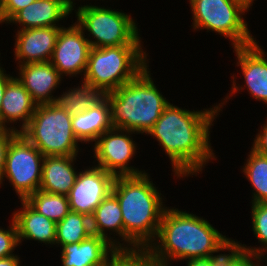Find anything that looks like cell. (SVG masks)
Listing matches in <instances>:
<instances>
[{
  "instance_id": "ac0fdd59",
  "label": "cell",
  "mask_w": 267,
  "mask_h": 266,
  "mask_svg": "<svg viewBox=\"0 0 267 266\" xmlns=\"http://www.w3.org/2000/svg\"><path fill=\"white\" fill-rule=\"evenodd\" d=\"M61 249L62 266H106L117 250L104 237L95 234Z\"/></svg>"
},
{
  "instance_id": "d590c367",
  "label": "cell",
  "mask_w": 267,
  "mask_h": 266,
  "mask_svg": "<svg viewBox=\"0 0 267 266\" xmlns=\"http://www.w3.org/2000/svg\"><path fill=\"white\" fill-rule=\"evenodd\" d=\"M0 266H21L20 257L15 254L6 258H0Z\"/></svg>"
},
{
  "instance_id": "277c9868",
  "label": "cell",
  "mask_w": 267,
  "mask_h": 266,
  "mask_svg": "<svg viewBox=\"0 0 267 266\" xmlns=\"http://www.w3.org/2000/svg\"><path fill=\"white\" fill-rule=\"evenodd\" d=\"M149 65L133 80L104 96L110 106L112 128L146 135L170 101L154 84Z\"/></svg>"
},
{
  "instance_id": "d4e9b609",
  "label": "cell",
  "mask_w": 267,
  "mask_h": 266,
  "mask_svg": "<svg viewBox=\"0 0 267 266\" xmlns=\"http://www.w3.org/2000/svg\"><path fill=\"white\" fill-rule=\"evenodd\" d=\"M242 173L253 187L251 204L267 202V157L251 149Z\"/></svg>"
},
{
  "instance_id": "7c38bea8",
  "label": "cell",
  "mask_w": 267,
  "mask_h": 266,
  "mask_svg": "<svg viewBox=\"0 0 267 266\" xmlns=\"http://www.w3.org/2000/svg\"><path fill=\"white\" fill-rule=\"evenodd\" d=\"M86 36L75 22L69 27L60 28L49 62L62 77L84 76L91 48Z\"/></svg>"
},
{
  "instance_id": "7402d4cb",
  "label": "cell",
  "mask_w": 267,
  "mask_h": 266,
  "mask_svg": "<svg viewBox=\"0 0 267 266\" xmlns=\"http://www.w3.org/2000/svg\"><path fill=\"white\" fill-rule=\"evenodd\" d=\"M72 128L75 137L83 143H93L104 132L112 128L110 106L103 96L88 110L72 116Z\"/></svg>"
},
{
  "instance_id": "5b68a950",
  "label": "cell",
  "mask_w": 267,
  "mask_h": 266,
  "mask_svg": "<svg viewBox=\"0 0 267 266\" xmlns=\"http://www.w3.org/2000/svg\"><path fill=\"white\" fill-rule=\"evenodd\" d=\"M142 46L91 47L82 81L103 94L118 89L149 65L148 53Z\"/></svg>"
},
{
  "instance_id": "60d3db41",
  "label": "cell",
  "mask_w": 267,
  "mask_h": 266,
  "mask_svg": "<svg viewBox=\"0 0 267 266\" xmlns=\"http://www.w3.org/2000/svg\"><path fill=\"white\" fill-rule=\"evenodd\" d=\"M250 5H253L255 0H246Z\"/></svg>"
},
{
  "instance_id": "8fae6325",
  "label": "cell",
  "mask_w": 267,
  "mask_h": 266,
  "mask_svg": "<svg viewBox=\"0 0 267 266\" xmlns=\"http://www.w3.org/2000/svg\"><path fill=\"white\" fill-rule=\"evenodd\" d=\"M232 48L237 57L236 66H240L245 85L242 84L241 87L236 83V77L232 75L231 93L229 92V95L227 93L223 101L218 104V112L222 111L221 108L224 104L226 105L230 97L239 93L237 91H243L244 87L254 99L267 105V53L265 49L263 50L257 41L247 46Z\"/></svg>"
},
{
  "instance_id": "44dd1931",
  "label": "cell",
  "mask_w": 267,
  "mask_h": 266,
  "mask_svg": "<svg viewBox=\"0 0 267 266\" xmlns=\"http://www.w3.org/2000/svg\"><path fill=\"white\" fill-rule=\"evenodd\" d=\"M90 221L92 234L104 237L116 249H124V226L121 207L117 197L112 192L97 206L90 217ZM112 234L113 236H119L121 240L119 237L117 239L116 236L111 237Z\"/></svg>"
},
{
  "instance_id": "836d02e7",
  "label": "cell",
  "mask_w": 267,
  "mask_h": 266,
  "mask_svg": "<svg viewBox=\"0 0 267 266\" xmlns=\"http://www.w3.org/2000/svg\"><path fill=\"white\" fill-rule=\"evenodd\" d=\"M263 258L244 252L231 266H256Z\"/></svg>"
},
{
  "instance_id": "30bf717a",
  "label": "cell",
  "mask_w": 267,
  "mask_h": 266,
  "mask_svg": "<svg viewBox=\"0 0 267 266\" xmlns=\"http://www.w3.org/2000/svg\"><path fill=\"white\" fill-rule=\"evenodd\" d=\"M132 134H138L130 130L111 128L100 135L93 144V161L108 173L118 176L138 175L146 172L130 166L135 153L137 154V144L133 140ZM137 147V148H136Z\"/></svg>"
},
{
  "instance_id": "7a4b0ae2",
  "label": "cell",
  "mask_w": 267,
  "mask_h": 266,
  "mask_svg": "<svg viewBox=\"0 0 267 266\" xmlns=\"http://www.w3.org/2000/svg\"><path fill=\"white\" fill-rule=\"evenodd\" d=\"M157 188L147 172L115 177L112 193L121 207L124 249H147L155 240L167 208Z\"/></svg>"
},
{
  "instance_id": "6da1fadb",
  "label": "cell",
  "mask_w": 267,
  "mask_h": 266,
  "mask_svg": "<svg viewBox=\"0 0 267 266\" xmlns=\"http://www.w3.org/2000/svg\"><path fill=\"white\" fill-rule=\"evenodd\" d=\"M218 115L217 103L197 111L169 103L147 132L169 157L177 179L196 176L209 161L217 159L210 142V130Z\"/></svg>"
},
{
  "instance_id": "3957f363",
  "label": "cell",
  "mask_w": 267,
  "mask_h": 266,
  "mask_svg": "<svg viewBox=\"0 0 267 266\" xmlns=\"http://www.w3.org/2000/svg\"><path fill=\"white\" fill-rule=\"evenodd\" d=\"M225 238L207 219L167 207L157 236L147 249L164 266H170L172 260L208 258Z\"/></svg>"
},
{
  "instance_id": "484cf974",
  "label": "cell",
  "mask_w": 267,
  "mask_h": 266,
  "mask_svg": "<svg viewBox=\"0 0 267 266\" xmlns=\"http://www.w3.org/2000/svg\"><path fill=\"white\" fill-rule=\"evenodd\" d=\"M25 201L38 213L44 215L55 223L60 222L69 212L68 197L62 194L48 193L37 190Z\"/></svg>"
},
{
  "instance_id": "4dcf8cb0",
  "label": "cell",
  "mask_w": 267,
  "mask_h": 266,
  "mask_svg": "<svg viewBox=\"0 0 267 266\" xmlns=\"http://www.w3.org/2000/svg\"><path fill=\"white\" fill-rule=\"evenodd\" d=\"M36 0H0V24H6L18 11Z\"/></svg>"
},
{
  "instance_id": "9c48e42d",
  "label": "cell",
  "mask_w": 267,
  "mask_h": 266,
  "mask_svg": "<svg viewBox=\"0 0 267 266\" xmlns=\"http://www.w3.org/2000/svg\"><path fill=\"white\" fill-rule=\"evenodd\" d=\"M44 157L22 133H18L8 148L0 185L6 178L18 199L25 200L40 188Z\"/></svg>"
},
{
  "instance_id": "4316f807",
  "label": "cell",
  "mask_w": 267,
  "mask_h": 266,
  "mask_svg": "<svg viewBox=\"0 0 267 266\" xmlns=\"http://www.w3.org/2000/svg\"><path fill=\"white\" fill-rule=\"evenodd\" d=\"M252 231L260 246L252 247L244 244L245 252L267 259V202L255 203L251 206Z\"/></svg>"
},
{
  "instance_id": "ba28073f",
  "label": "cell",
  "mask_w": 267,
  "mask_h": 266,
  "mask_svg": "<svg viewBox=\"0 0 267 266\" xmlns=\"http://www.w3.org/2000/svg\"><path fill=\"white\" fill-rule=\"evenodd\" d=\"M76 9L75 23L83 32L87 30L89 36L86 38L91 47L142 45L137 21L131 15L124 13L122 9L117 11L108 6L105 8V6L91 3L78 6Z\"/></svg>"
},
{
  "instance_id": "603a6c76",
  "label": "cell",
  "mask_w": 267,
  "mask_h": 266,
  "mask_svg": "<svg viewBox=\"0 0 267 266\" xmlns=\"http://www.w3.org/2000/svg\"><path fill=\"white\" fill-rule=\"evenodd\" d=\"M92 234L90 217L70 211L56 223V247L82 242Z\"/></svg>"
},
{
  "instance_id": "d6a6232c",
  "label": "cell",
  "mask_w": 267,
  "mask_h": 266,
  "mask_svg": "<svg viewBox=\"0 0 267 266\" xmlns=\"http://www.w3.org/2000/svg\"><path fill=\"white\" fill-rule=\"evenodd\" d=\"M263 125V126H262ZM261 129L256 133L251 149L261 156L267 157V118Z\"/></svg>"
},
{
  "instance_id": "4fadbf2b",
  "label": "cell",
  "mask_w": 267,
  "mask_h": 266,
  "mask_svg": "<svg viewBox=\"0 0 267 266\" xmlns=\"http://www.w3.org/2000/svg\"><path fill=\"white\" fill-rule=\"evenodd\" d=\"M77 175L67 195L70 211L91 217L97 206L112 192L115 176L98 166H88Z\"/></svg>"
},
{
  "instance_id": "e575fe53",
  "label": "cell",
  "mask_w": 267,
  "mask_h": 266,
  "mask_svg": "<svg viewBox=\"0 0 267 266\" xmlns=\"http://www.w3.org/2000/svg\"><path fill=\"white\" fill-rule=\"evenodd\" d=\"M14 76H11L10 74L6 73L5 68L0 66V109L2 106V98L4 96L7 83L13 78Z\"/></svg>"
},
{
  "instance_id": "e0dca14e",
  "label": "cell",
  "mask_w": 267,
  "mask_h": 266,
  "mask_svg": "<svg viewBox=\"0 0 267 266\" xmlns=\"http://www.w3.org/2000/svg\"><path fill=\"white\" fill-rule=\"evenodd\" d=\"M36 106L37 104L32 100L30 93L24 88L23 84L17 77H13L7 83L2 98L0 120L6 129L21 133L28 126ZM17 122L20 123V125H17L20 127H18L19 130L14 126Z\"/></svg>"
},
{
  "instance_id": "cb8c5ba5",
  "label": "cell",
  "mask_w": 267,
  "mask_h": 266,
  "mask_svg": "<svg viewBox=\"0 0 267 266\" xmlns=\"http://www.w3.org/2000/svg\"><path fill=\"white\" fill-rule=\"evenodd\" d=\"M81 82L80 86L78 84L75 88L71 87L69 90L66 89L63 94H59L56 100V103L71 116L88 110L104 96L98 89L83 81Z\"/></svg>"
},
{
  "instance_id": "ab89813d",
  "label": "cell",
  "mask_w": 267,
  "mask_h": 266,
  "mask_svg": "<svg viewBox=\"0 0 267 266\" xmlns=\"http://www.w3.org/2000/svg\"><path fill=\"white\" fill-rule=\"evenodd\" d=\"M74 1H75V0H70L71 4H72V6H73V9L76 7V6H75L76 3H75ZM80 1H81V0H80ZM83 1H84V0H83ZM86 1H87V0H86ZM97 1H98V0H97ZM102 1H103V0H102ZM73 2H74V3H73Z\"/></svg>"
},
{
  "instance_id": "ffe728a7",
  "label": "cell",
  "mask_w": 267,
  "mask_h": 266,
  "mask_svg": "<svg viewBox=\"0 0 267 266\" xmlns=\"http://www.w3.org/2000/svg\"><path fill=\"white\" fill-rule=\"evenodd\" d=\"M77 157L45 156L39 190L67 196L79 173L74 166Z\"/></svg>"
},
{
  "instance_id": "8d00e7d4",
  "label": "cell",
  "mask_w": 267,
  "mask_h": 266,
  "mask_svg": "<svg viewBox=\"0 0 267 266\" xmlns=\"http://www.w3.org/2000/svg\"><path fill=\"white\" fill-rule=\"evenodd\" d=\"M187 266H211V262L208 258L190 259L186 260Z\"/></svg>"
},
{
  "instance_id": "d6986e66",
  "label": "cell",
  "mask_w": 267,
  "mask_h": 266,
  "mask_svg": "<svg viewBox=\"0 0 267 266\" xmlns=\"http://www.w3.org/2000/svg\"><path fill=\"white\" fill-rule=\"evenodd\" d=\"M20 202L21 209L13 212L11 218L17 227L19 245L25 239L55 245L56 223L35 211L25 200Z\"/></svg>"
},
{
  "instance_id": "2e32d148",
  "label": "cell",
  "mask_w": 267,
  "mask_h": 266,
  "mask_svg": "<svg viewBox=\"0 0 267 266\" xmlns=\"http://www.w3.org/2000/svg\"><path fill=\"white\" fill-rule=\"evenodd\" d=\"M73 10L76 11L70 0H36L18 11L7 24H18L19 30L63 26L59 22L67 20Z\"/></svg>"
},
{
  "instance_id": "f1b7e54d",
  "label": "cell",
  "mask_w": 267,
  "mask_h": 266,
  "mask_svg": "<svg viewBox=\"0 0 267 266\" xmlns=\"http://www.w3.org/2000/svg\"><path fill=\"white\" fill-rule=\"evenodd\" d=\"M221 251H227V253L224 252V254H222L220 253ZM244 252V244L237 240L234 241L232 238L226 237L214 249L208 259L211 262V266H231Z\"/></svg>"
},
{
  "instance_id": "f546056e",
  "label": "cell",
  "mask_w": 267,
  "mask_h": 266,
  "mask_svg": "<svg viewBox=\"0 0 267 266\" xmlns=\"http://www.w3.org/2000/svg\"><path fill=\"white\" fill-rule=\"evenodd\" d=\"M10 225L7 229L0 227V258L15 255L13 252L19 246L17 227L13 219Z\"/></svg>"
},
{
  "instance_id": "8992f818",
  "label": "cell",
  "mask_w": 267,
  "mask_h": 266,
  "mask_svg": "<svg viewBox=\"0 0 267 266\" xmlns=\"http://www.w3.org/2000/svg\"><path fill=\"white\" fill-rule=\"evenodd\" d=\"M21 133L44 156H76L81 152L72 128V116L57 103L37 105Z\"/></svg>"
},
{
  "instance_id": "83f0119b",
  "label": "cell",
  "mask_w": 267,
  "mask_h": 266,
  "mask_svg": "<svg viewBox=\"0 0 267 266\" xmlns=\"http://www.w3.org/2000/svg\"><path fill=\"white\" fill-rule=\"evenodd\" d=\"M110 266H164L148 249H117Z\"/></svg>"
},
{
  "instance_id": "f35d334b",
  "label": "cell",
  "mask_w": 267,
  "mask_h": 266,
  "mask_svg": "<svg viewBox=\"0 0 267 266\" xmlns=\"http://www.w3.org/2000/svg\"><path fill=\"white\" fill-rule=\"evenodd\" d=\"M263 262H265L266 265L261 264ZM256 266H267V259H264V260L260 261Z\"/></svg>"
},
{
  "instance_id": "52a82bcc",
  "label": "cell",
  "mask_w": 267,
  "mask_h": 266,
  "mask_svg": "<svg viewBox=\"0 0 267 266\" xmlns=\"http://www.w3.org/2000/svg\"><path fill=\"white\" fill-rule=\"evenodd\" d=\"M193 31L207 30L228 38L232 47L256 41L243 15L252 5L246 0H189Z\"/></svg>"
},
{
  "instance_id": "5bb4252c",
  "label": "cell",
  "mask_w": 267,
  "mask_h": 266,
  "mask_svg": "<svg viewBox=\"0 0 267 266\" xmlns=\"http://www.w3.org/2000/svg\"><path fill=\"white\" fill-rule=\"evenodd\" d=\"M61 27L63 26L17 30L14 36V59L15 62L18 61V66L49 62Z\"/></svg>"
},
{
  "instance_id": "9a60e30c",
  "label": "cell",
  "mask_w": 267,
  "mask_h": 266,
  "mask_svg": "<svg viewBox=\"0 0 267 266\" xmlns=\"http://www.w3.org/2000/svg\"><path fill=\"white\" fill-rule=\"evenodd\" d=\"M17 68V79L37 105L56 103L58 96H54L53 93L57 87L59 88L64 77L50 62L27 63Z\"/></svg>"
},
{
  "instance_id": "1f68e13d",
  "label": "cell",
  "mask_w": 267,
  "mask_h": 266,
  "mask_svg": "<svg viewBox=\"0 0 267 266\" xmlns=\"http://www.w3.org/2000/svg\"><path fill=\"white\" fill-rule=\"evenodd\" d=\"M18 131L6 129L0 133V182L5 168V161L7 157L8 148L12 139L18 134Z\"/></svg>"
},
{
  "instance_id": "74e56055",
  "label": "cell",
  "mask_w": 267,
  "mask_h": 266,
  "mask_svg": "<svg viewBox=\"0 0 267 266\" xmlns=\"http://www.w3.org/2000/svg\"><path fill=\"white\" fill-rule=\"evenodd\" d=\"M5 130H6V128H5V126L2 124V122L0 120V133L5 131Z\"/></svg>"
}]
</instances>
